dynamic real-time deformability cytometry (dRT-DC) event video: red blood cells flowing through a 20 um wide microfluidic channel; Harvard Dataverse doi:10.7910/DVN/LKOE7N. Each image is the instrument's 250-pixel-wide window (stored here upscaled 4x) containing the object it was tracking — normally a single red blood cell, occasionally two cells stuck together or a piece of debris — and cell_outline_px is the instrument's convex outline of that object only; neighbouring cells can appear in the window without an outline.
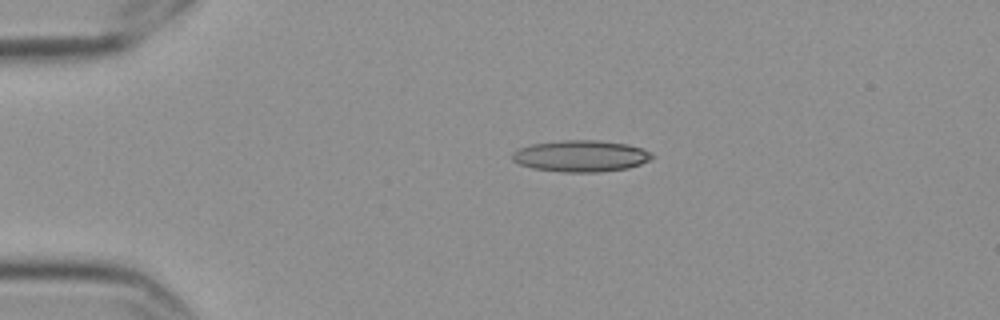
{"species": "Egyptian fruit bat (a non-hibernating species)", "species_latin": "Rousettus aegyptiacus", "temperature_condition": "cold", "stored_images_in_passage": 8, "camera_frame_rate_fps": 3000, "um_per_image_px": 0.085, "frame": {"image": 1, "passage_image": 1, "time_ms": 0.0, "image_size_px": [1000, 320], "cell_outline_px": [[652, 160], [628, 168], [596, 172], [564, 172], [532, 168], [520, 164], [512, 160], [512, 152], [520, 148], [532, 144], [564, 140], [596, 140], [628, 144], [644, 148], [652, 152]], "centroid_in_image_um": [49.4, 13.26], "position_along_channel_um": 35.6, "area_um2": 25.66}}
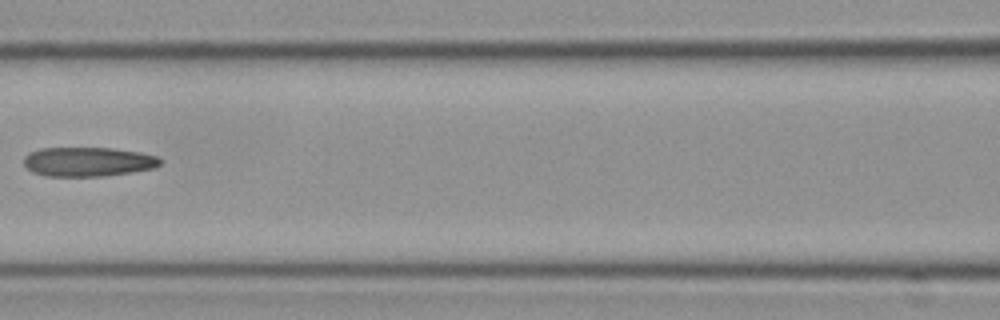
{"frame": {"image": 2, "passage_image": 5, "time_ms": 1.333, "image_size_px": [1000, 320], "cell_outline_px": [[164, 160], [160, 164], [152, 168], [128, 172], [100, 176], [44, 176], [32, 172], [24, 164], [24, 156], [28, 152], [40, 148], [112, 148], [140, 152], [156, 156]], "centroid_in_image_um": [7.44, 13.74], "position_along_channel_um": 159.2, "area_um2": 23.24}}
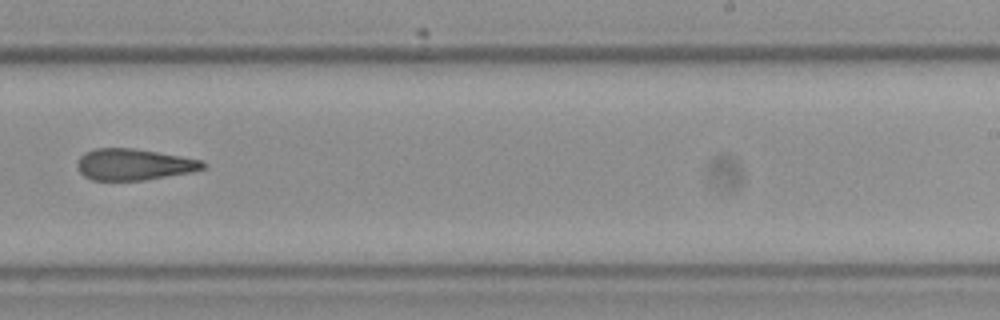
{"frame": {"image": 3, "passage_image": 8, "time_ms": 2.333, "image_size_px": [1000, 320], "cell_outline_px": [[204, 168], [192, 172], [144, 180], [92, 180], [84, 176], [80, 172], [76, 164], [80, 156], [84, 152], [96, 148], [132, 148], [180, 156], [200, 160], [204, 164]], "centroid_in_image_um": [11.33, 13.98], "position_along_channel_um": 277.7, "area_um2": 22.77}}